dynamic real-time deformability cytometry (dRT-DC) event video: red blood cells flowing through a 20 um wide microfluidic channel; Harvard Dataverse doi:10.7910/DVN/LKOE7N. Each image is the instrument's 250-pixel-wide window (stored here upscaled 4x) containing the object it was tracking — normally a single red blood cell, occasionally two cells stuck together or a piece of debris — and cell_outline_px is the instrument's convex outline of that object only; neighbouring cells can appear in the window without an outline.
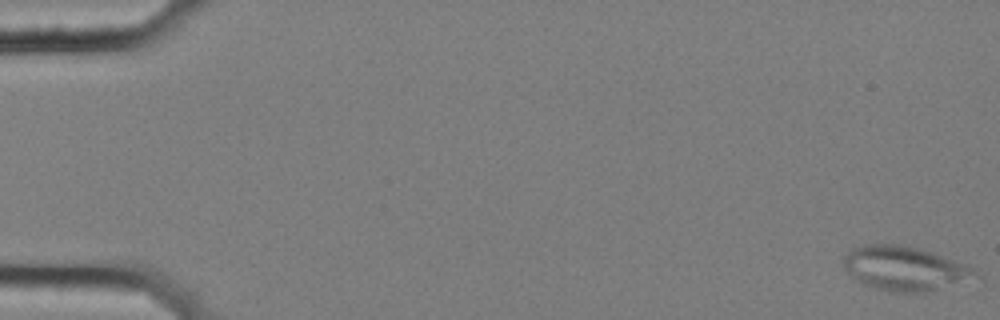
{"species": "common noctule bat (a hibernating species)", "species_latin": "Nyctalus noctula", "temperature_condition": "cold", "stored_images_in_passage": 58, "camera_frame_rate_fps": 3000, "um_per_image_px": 0.085, "animal": {"sex": "female", "body_mass_g": 25.1}, "frame": {"image": 1, "passage_image": 1, "time_ms": 0.0, "image_size_px": [1000, 320], "cell_outline_px": [[984, 284], [924, 292], [888, 292], [872, 288], [856, 280], [844, 268], [844, 256], [852, 248], [864, 244], [896, 244], [916, 248], [932, 252], [972, 268], [984, 276]], "centroid_in_image_um": [77.11, 22.89], "position_along_channel_um": 7.9, "area_um2": 35.43}}
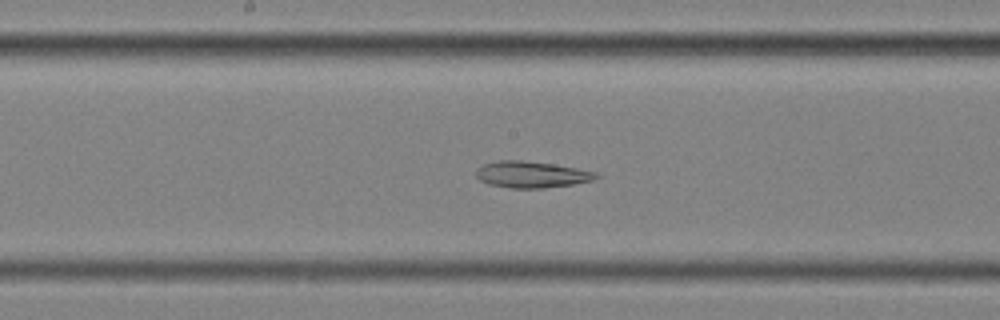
{"frame": {"image": 2, "passage_image": 31, "time_ms": 10.0, "image_size_px": [1000, 320], "cell_outline_px": [[600, 176], [592, 180], [572, 184], [544, 188], [508, 188], [488, 184], [480, 180], [476, 176], [476, 168], [484, 164], [496, 160], [520, 160], [552, 164], [576, 168], [596, 172]], "centroid_in_image_um": [45.13, 14.83], "position_along_channel_um": 203.1, "area_um2": 18.44}}
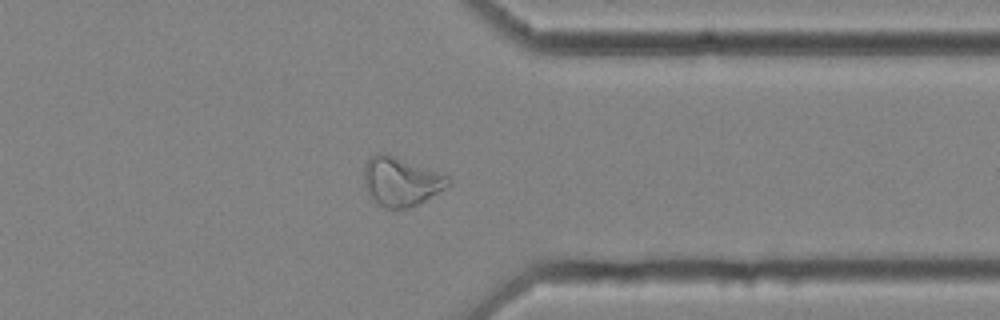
{"frame": {"image": 3, "passage_image": 46, "time_ms": 15.0, "image_size_px": [1000, 320], "cell_outline_px": [[452, 180], [444, 188], [420, 204], [408, 208], [388, 208], [372, 200], [368, 196], [364, 184], [364, 164], [368, 156], [376, 152], [384, 152], [452, 176]], "centroid_in_image_um": [34.06, 15.4], "position_along_channel_um": 377.3, "area_um2": 24.45}, "authors_computed_cell_mechanics": {"area_um2": 26.0389, "velocity_mm_per_s": 3.5455, "shape_relaxation_time_tau1_ms": null, "shape_relaxation_time_tau2_ms": 6.9905, "deformation_change_tau1": null, "deformation_change_tau2": 0.1487}}